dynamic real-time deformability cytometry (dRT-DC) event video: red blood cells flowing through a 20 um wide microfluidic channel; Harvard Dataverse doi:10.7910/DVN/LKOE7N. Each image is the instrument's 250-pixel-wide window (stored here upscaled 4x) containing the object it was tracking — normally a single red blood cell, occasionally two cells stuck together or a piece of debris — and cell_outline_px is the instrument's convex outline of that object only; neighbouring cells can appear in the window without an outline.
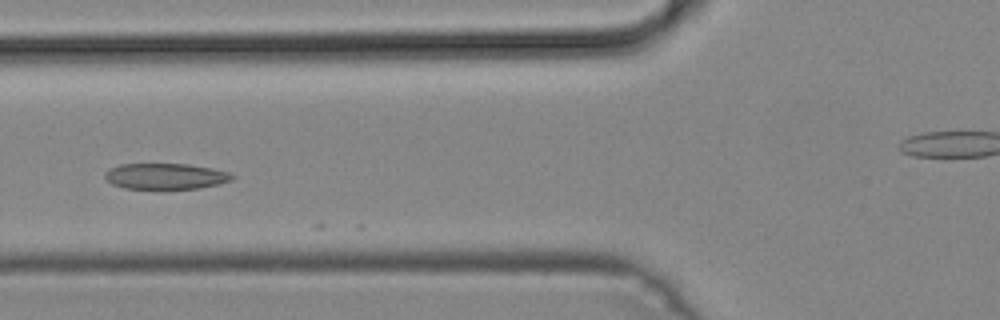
{"species": "common noctule bat (a hibernating species)", "species_latin": "Nyctalus noctula", "temperature_condition": "cold", "stored_images_in_passage": 13, "camera_frame_rate_fps": 3000, "um_per_image_px": 0.085, "animal": {"sex": "male", "body_mass_g": 19.2, "forearm_length_mm": 51.8}, "frame": {"image": 1, "passage_image": 12, "time_ms": 3.667, "image_size_px": [1000, 320], "cell_outline_px": [[236, 176], [232, 180], [200, 188], [124, 188], [112, 184], [104, 176], [104, 172], [108, 168], [120, 164], [188, 164], [212, 168], [228, 172]], "centroid_in_image_um": [14.05, 14.97], "position_along_channel_um": 111.7, "area_um2": 19.07}}